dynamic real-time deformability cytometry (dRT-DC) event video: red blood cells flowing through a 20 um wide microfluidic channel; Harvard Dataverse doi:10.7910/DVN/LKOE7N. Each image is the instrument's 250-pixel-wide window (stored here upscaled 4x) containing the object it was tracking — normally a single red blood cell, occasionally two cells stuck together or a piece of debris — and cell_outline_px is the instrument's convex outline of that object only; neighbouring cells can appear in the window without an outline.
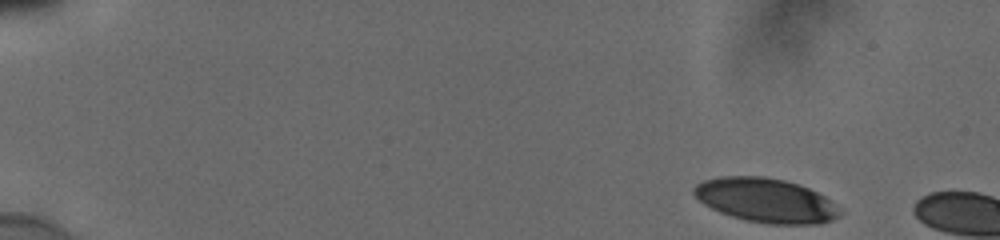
{"species": "human", "species_latin": "Homo sapiens", "temperature_condition": "cold", "stored_images_in_passage": 6, "camera_frame_rate_fps": 3000, "um_per_image_px": 0.085, "donor": {"sex": "male"}, "frame": {"image": 1, "passage_image": 1, "time_ms": 0.0, "image_size_px": [1000, 240], "cell_outline_px": [[844, 212], [840, 216], [832, 220], [820, 224], [768, 224], [748, 220], [732, 216], [720, 212], [704, 204], [692, 192], [692, 188], [696, 184], [704, 180], [720, 176], [764, 176], [784, 180], [808, 188], [824, 196], [844, 208]], "centroid_in_image_um": [65.15, 17.03], "position_along_channel_um": 19.8, "area_um2": 37.8}}